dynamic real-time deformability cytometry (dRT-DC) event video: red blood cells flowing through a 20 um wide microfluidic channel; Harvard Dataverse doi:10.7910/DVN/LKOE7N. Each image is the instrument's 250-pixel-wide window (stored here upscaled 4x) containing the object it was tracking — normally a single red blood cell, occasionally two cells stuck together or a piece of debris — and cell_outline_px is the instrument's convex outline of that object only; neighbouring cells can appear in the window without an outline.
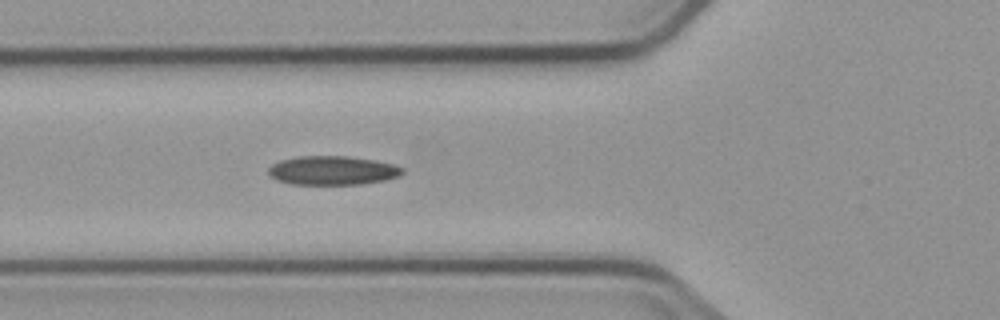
{"species": "common noctule bat (a hibernating species)", "species_latin": "Nyctalus noctula", "temperature_condition": "cold", "stored_images_in_passage": 5, "camera_frame_rate_fps": 3000, "um_per_image_px": 0.085, "animal": {"sex": "male", "body_mass_g": 23.1, "forearm_length_mm": 52.7}, "frame": {"image": 1, "passage_image": 5, "time_ms": 4.667, "image_size_px": [1000, 320], "cell_outline_px": [[404, 172], [400, 176], [384, 180], [360, 184], [292, 184], [276, 180], [268, 172], [268, 168], [272, 164], [280, 160], [296, 156], [348, 156], [376, 160], [392, 164], [404, 168]], "centroid_in_image_um": [28.27, 14.48], "position_along_channel_um": 97.5, "area_um2": 22.66}}